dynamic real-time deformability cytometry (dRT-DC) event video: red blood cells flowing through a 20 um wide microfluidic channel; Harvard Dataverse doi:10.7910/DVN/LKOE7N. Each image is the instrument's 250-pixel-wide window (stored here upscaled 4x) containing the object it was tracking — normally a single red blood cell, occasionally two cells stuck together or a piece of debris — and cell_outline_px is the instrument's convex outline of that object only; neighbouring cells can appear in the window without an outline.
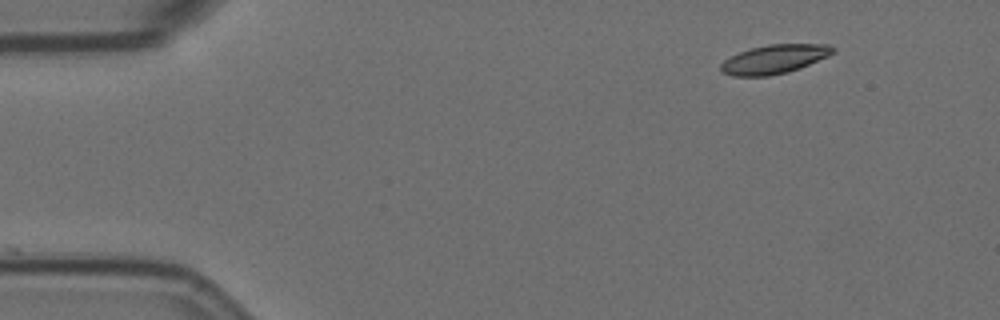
{"species": "Egyptian fruit bat (a non-hibernating species)", "species_latin": "Rousettus aegyptiacus", "temperature_condition": "room temperature", "stored_images_in_passage": 50, "camera_frame_rate_fps": 3000, "um_per_image_px": 0.085, "animal": {"sex": "female"}, "frame": {"image": 1, "passage_image": 1, "time_ms": 0.0, "image_size_px": [1000, 320], "cell_outline_px": [[836, 52], [828, 56], [788, 72], [768, 76], [732, 76], [724, 72], [720, 68], [720, 64], [724, 60], [740, 52], [752, 48], [768, 44], [828, 44], [836, 48]], "centroid_in_image_um": [65.84, 5.02], "position_along_channel_um": 19.2, "area_um2": 18.73}}
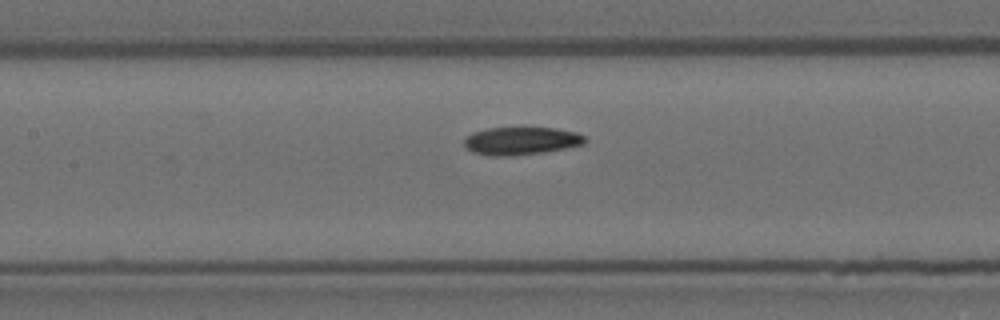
{"frame": {"image": 2, "passage_image": 21, "time_ms": 6.667, "image_size_px": [1000, 320], "cell_outline_px": [[588, 140], [584, 144], [544, 152], [512, 156], [492, 156], [472, 152], [464, 144], [464, 140], [472, 132], [488, 128], [556, 128], [576, 132], [584, 136]], "centroid_in_image_um": [44.31, 11.98], "position_along_channel_um": 163.1, "area_um2": 19.54}}
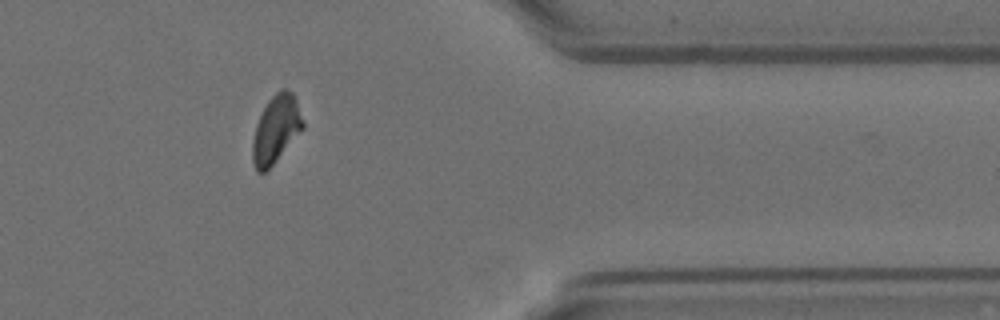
{"frame": {"image": 3, "passage_image": 42, "time_ms": 13.667, "image_size_px": [1000, 320], "cell_outline_px": [[304, 128], [272, 164], [264, 172], [256, 172], [252, 160], [252, 140], [256, 124], [268, 100], [280, 88], [284, 88], [292, 92], [296, 100], [304, 124]], "centroid_in_image_um": [23.44, 10.97], "position_along_channel_um": 388.0, "area_um2": 19.54}}